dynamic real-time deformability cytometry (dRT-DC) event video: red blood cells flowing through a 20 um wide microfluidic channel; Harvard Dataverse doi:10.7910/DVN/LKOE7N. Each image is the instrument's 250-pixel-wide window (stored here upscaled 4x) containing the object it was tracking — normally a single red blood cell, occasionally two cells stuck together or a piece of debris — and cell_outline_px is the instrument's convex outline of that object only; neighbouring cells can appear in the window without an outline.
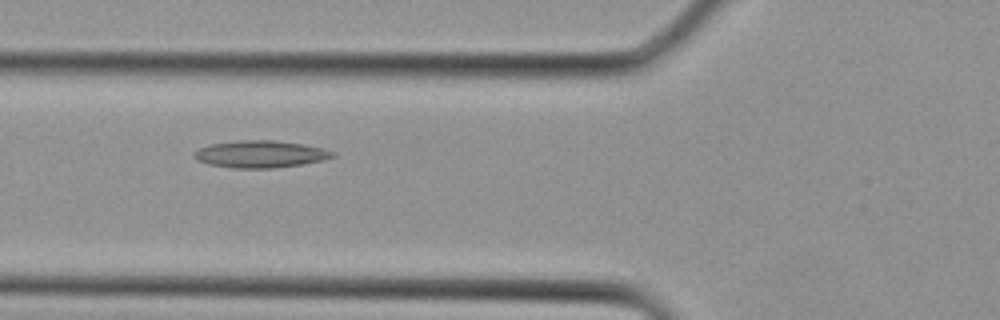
{"species": "Egyptian fruit bat (a non-hibernating species)", "species_latin": "Rousettus aegyptiacus", "temperature_condition": "cold", "stored_images_in_passage": 2, "camera_frame_rate_fps": 3000, "um_per_image_px": 0.085, "animal": {"sex": "female"}, "frame": {"image": 1, "passage_image": 2, "time_ms": 0.333, "image_size_px": [1000, 320], "cell_outline_px": [[336, 156], [324, 160], [276, 168], [232, 168], [208, 164], [196, 160], [192, 156], [192, 152], [208, 144], [240, 140], [276, 140], [304, 144], [324, 148], [336, 152]], "centroid_in_image_um": [22.13, 13.09], "position_along_channel_um": 103.7, "area_um2": 22.2}}